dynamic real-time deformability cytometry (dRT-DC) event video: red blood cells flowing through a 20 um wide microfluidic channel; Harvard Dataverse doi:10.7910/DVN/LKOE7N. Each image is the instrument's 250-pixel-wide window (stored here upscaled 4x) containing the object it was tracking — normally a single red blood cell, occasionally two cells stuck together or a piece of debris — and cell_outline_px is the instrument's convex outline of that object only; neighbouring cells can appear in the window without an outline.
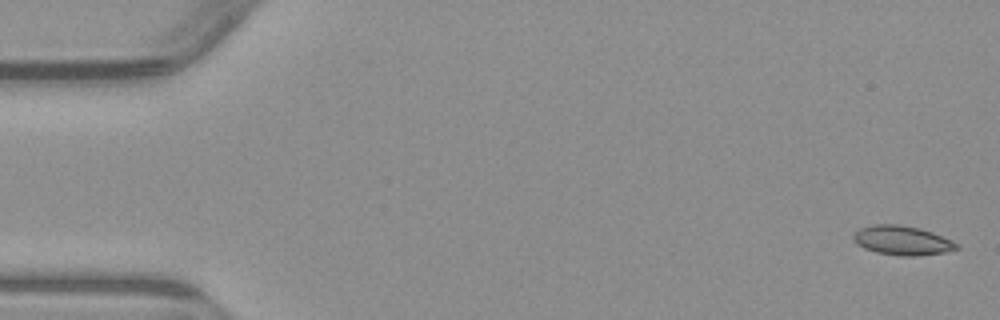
{"species": "common noctule bat (a hibernating species)", "species_latin": "Nyctalus noctula", "temperature_condition": "warm", "stored_images_in_passage": 5, "camera_frame_rate_fps": 3000, "um_per_image_px": 0.085, "animal": {"sex": "male", "body_mass_g": 23.1, "forearm_length_mm": 52.7}, "frame": {"image": 1, "passage_image": 1, "time_ms": 0.0, "image_size_px": [1000, 320], "cell_outline_px": [[960, 248], [944, 252], [916, 256], [900, 256], [876, 252], [864, 248], [856, 244], [852, 240], [852, 236], [860, 228], [872, 224], [900, 224], [920, 228], [932, 232], [952, 240], [960, 244]], "centroid_in_image_um": [76.68, 20.43], "position_along_channel_um": 8.3, "area_um2": 17.8}}
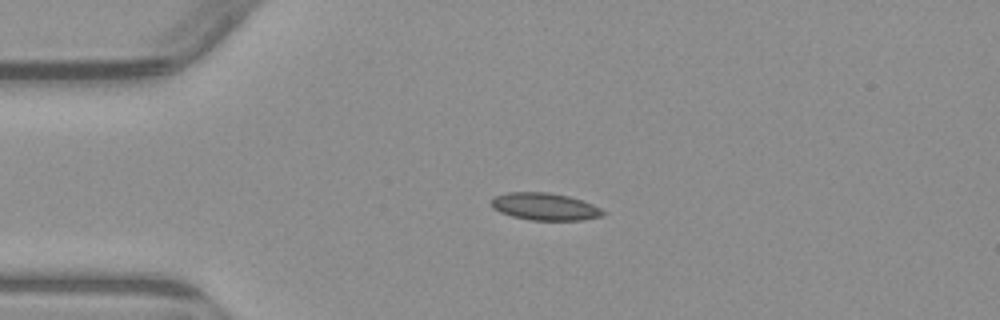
{"frame": {"image": 2, "passage_image": 4, "time_ms": 3.667, "image_size_px": [1000, 320], "cell_outline_px": [[604, 216], [584, 220], [532, 220], [512, 216], [500, 212], [492, 208], [492, 196], [508, 192], [548, 192], [568, 196], [592, 204], [600, 208], [604, 212]], "centroid_in_image_um": [46.29, 17.56], "position_along_channel_um": 38.7, "area_um2": 17.74}}